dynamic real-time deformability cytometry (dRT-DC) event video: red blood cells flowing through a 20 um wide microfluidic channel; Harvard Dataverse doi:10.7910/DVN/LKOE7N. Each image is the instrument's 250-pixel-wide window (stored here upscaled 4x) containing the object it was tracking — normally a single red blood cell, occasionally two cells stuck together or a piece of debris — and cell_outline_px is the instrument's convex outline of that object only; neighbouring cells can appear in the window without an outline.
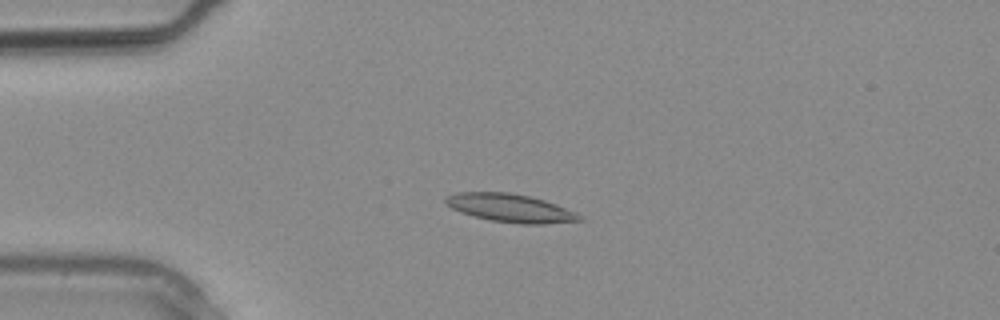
{"species": "common noctule bat (a hibernating species)", "species_latin": "Nyctalus noctula", "temperature_condition": "warm", "stored_images_in_passage": 27, "camera_frame_rate_fps": 3000, "um_per_image_px": 0.085, "animal": {"sex": "male", "body_mass_g": 20.4}, "frame": {"image": 1, "passage_image": 5, "time_ms": 1.333, "image_size_px": [1000, 320], "cell_outline_px": [[584, 220], [544, 224], [520, 224], [492, 220], [460, 212], [452, 208], [444, 200], [448, 196], [456, 192], [508, 192], [528, 196], [544, 200], [556, 204], [576, 212]], "centroid_in_image_um": [43.4, 17.68], "position_along_channel_um": 41.6, "area_um2": 21.73}}
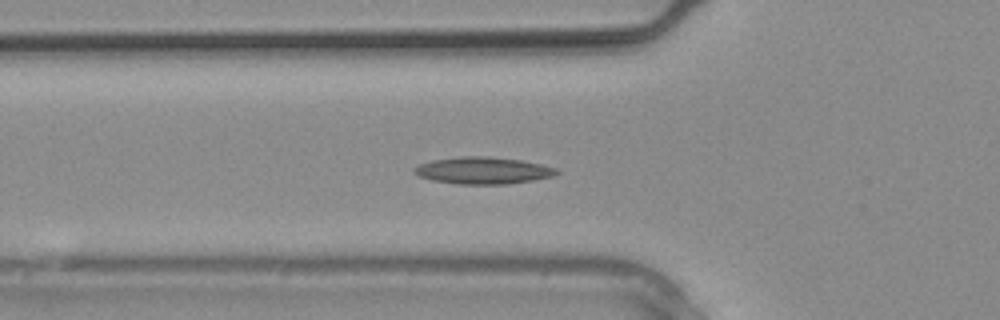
{"frame": {"image": 2, "passage_image": 8, "time_ms": 2.333, "image_size_px": [1000, 320], "cell_outline_px": [[560, 172], [552, 176], [532, 180], [508, 184], [460, 184], [432, 180], [420, 176], [412, 172], [412, 168], [420, 164], [432, 160], [460, 156], [488, 156], [520, 160], [540, 164], [556, 168]], "centroid_in_image_um": [41.03, 14.49], "position_along_channel_um": 84.8, "area_um2": 22.25}}